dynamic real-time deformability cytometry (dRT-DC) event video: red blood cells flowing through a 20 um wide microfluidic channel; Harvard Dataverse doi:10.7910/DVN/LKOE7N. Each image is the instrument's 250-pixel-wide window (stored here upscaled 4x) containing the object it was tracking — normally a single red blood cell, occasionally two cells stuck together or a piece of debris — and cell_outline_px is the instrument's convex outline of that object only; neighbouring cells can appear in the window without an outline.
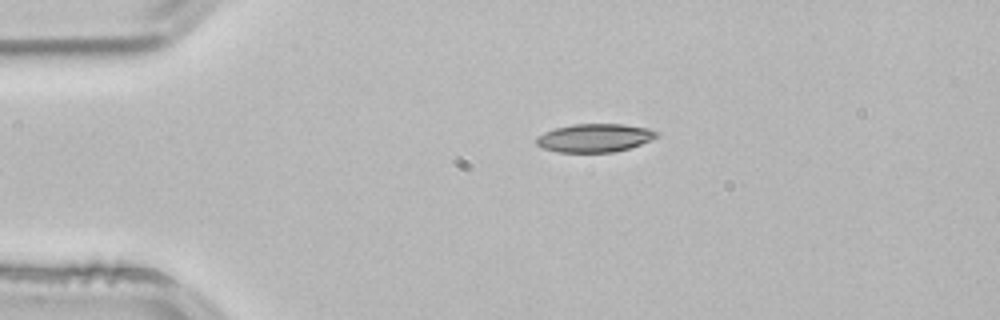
{"species": "common noctule bat (a hibernating species)", "species_latin": "Nyctalus noctula", "temperature_condition": "room temperature", "stored_images_in_passage": 3, "camera_frame_rate_fps": 3000, "um_per_image_px": 0.085, "animal": {"sex": "male", "body_mass_g": 21.5, "forearm_length_mm": 52.0}, "frame": {"image": 1, "passage_image": 3, "time_ms": 0.667, "image_size_px": [1000, 320], "cell_outline_px": [[656, 136], [652, 140], [628, 148], [612, 152], [556, 152], [544, 148], [536, 144], [536, 136], [544, 132], [556, 128], [572, 124], [624, 124], [648, 128], [656, 132]], "centroid_in_image_um": [50.51, 11.72], "position_along_channel_um": 34.5, "area_um2": 19.71}}